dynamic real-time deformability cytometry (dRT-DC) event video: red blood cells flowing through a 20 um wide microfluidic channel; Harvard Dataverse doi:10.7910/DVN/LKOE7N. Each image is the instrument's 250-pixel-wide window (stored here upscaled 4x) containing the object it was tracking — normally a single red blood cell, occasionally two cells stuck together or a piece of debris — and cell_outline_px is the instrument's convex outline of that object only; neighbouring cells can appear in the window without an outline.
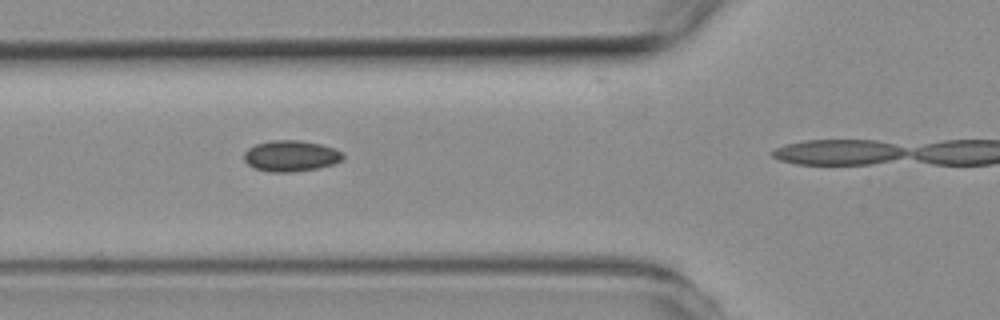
{"species": "common noctule bat (a hibernating species)", "species_latin": "Nyctalus noctula", "temperature_condition": "room temperature", "stored_images_in_passage": 7, "camera_frame_rate_fps": 3000, "um_per_image_px": 0.085, "animal": {"sex": "female", "body_mass_g": 19.3, "forearm_length_mm": 54.1}, "frame": {"image": 1, "passage_image": 3, "time_ms": 2.333, "image_size_px": [1000, 320], "cell_outline_px": [[344, 156], [340, 160], [332, 164], [320, 168], [292, 172], [272, 172], [256, 168], [248, 164], [244, 160], [244, 152], [248, 148], [256, 144], [272, 140], [300, 140], [320, 144], [332, 148], [340, 152]], "centroid_in_image_um": [24.69, 13.25], "position_along_channel_um": 101.1, "area_um2": 17.69}}
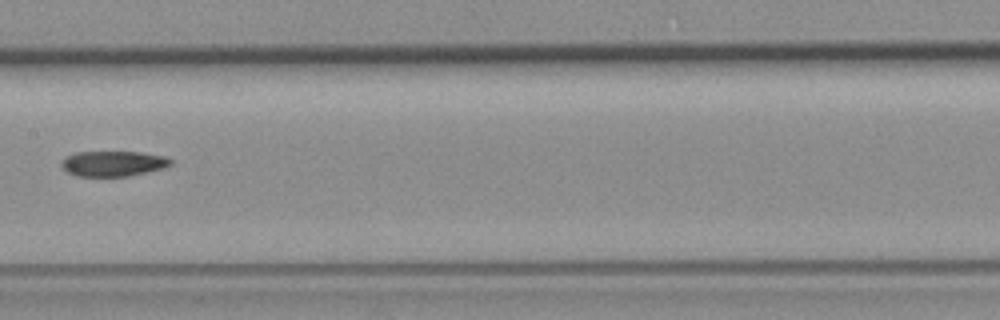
{"frame": {"image": 2, "passage_image": 6, "time_ms": 6.667, "image_size_px": [1000, 320], "cell_outline_px": [[172, 164], [164, 168], [128, 176], [76, 176], [68, 172], [60, 164], [60, 160], [64, 156], [76, 152], [140, 152], [164, 156], [172, 160]], "centroid_in_image_um": [9.58, 13.9], "position_along_channel_um": 197.8, "area_um2": 16.18}}
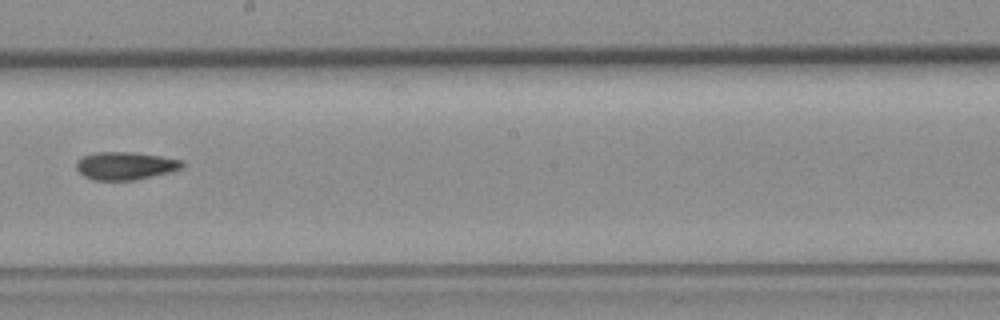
{"frame": {"image": 3, "passage_image": 7, "time_ms": 7.667, "image_size_px": [1000, 320], "cell_outline_px": [[184, 164], [180, 168], [168, 172], [132, 180], [92, 180], [84, 176], [76, 168], [76, 164], [84, 156], [96, 152], [132, 152], [160, 156], [184, 160]], "centroid_in_image_um": [10.64, 14.08], "position_along_channel_um": 237.6, "area_um2": 16.88}}